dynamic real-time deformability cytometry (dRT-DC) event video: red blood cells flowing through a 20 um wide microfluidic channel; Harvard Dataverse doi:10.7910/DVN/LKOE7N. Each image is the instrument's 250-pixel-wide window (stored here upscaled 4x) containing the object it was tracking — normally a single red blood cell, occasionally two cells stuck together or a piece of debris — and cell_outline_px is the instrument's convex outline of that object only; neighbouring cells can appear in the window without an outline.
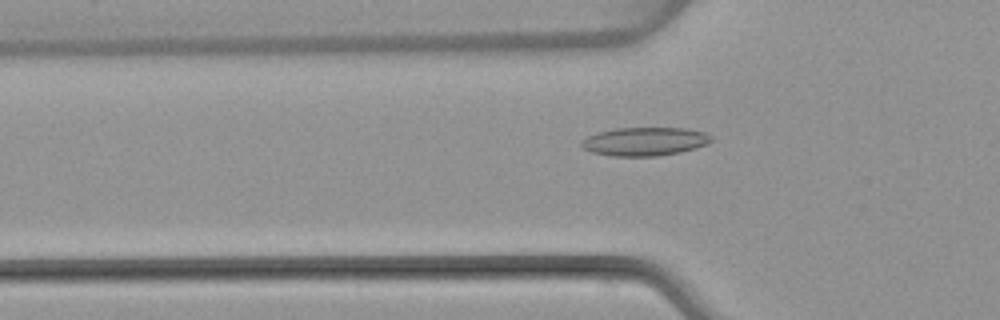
{"species": "common noctule bat (a hibernating species)", "species_latin": "Nyctalus noctula", "temperature_condition": "warm", "stored_images_in_passage": 50, "camera_frame_rate_fps": 3000, "um_per_image_px": 0.085, "animal": {"sex": "female", "body_mass_g": 22.7, "forearm_length_mm": 54.2}, "frame": {"image": 1, "passage_image": 17, "time_ms": 5.333, "image_size_px": [1000, 320], "cell_outline_px": [[712, 140], [696, 148], [680, 152], [656, 156], [612, 156], [592, 152], [580, 148], [580, 140], [588, 136], [600, 132], [616, 128], [688, 128], [704, 132], [712, 136]], "centroid_in_image_um": [54.77, 12.02], "position_along_channel_um": 71.0, "area_um2": 21.56}}
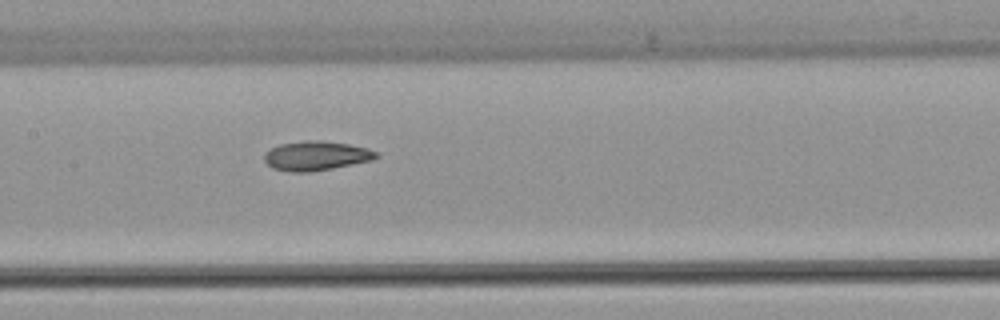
{"frame": {"image": 2, "passage_image": 25, "time_ms": 8.0, "image_size_px": [1000, 320], "cell_outline_px": [[380, 156], [372, 160], [332, 168], [308, 172], [288, 172], [272, 168], [264, 160], [264, 152], [280, 144], [308, 140], [320, 140], [348, 144], [368, 148], [380, 152]], "centroid_in_image_um": [26.88, 13.24], "position_along_channel_um": 180.5, "area_um2": 19.19}}
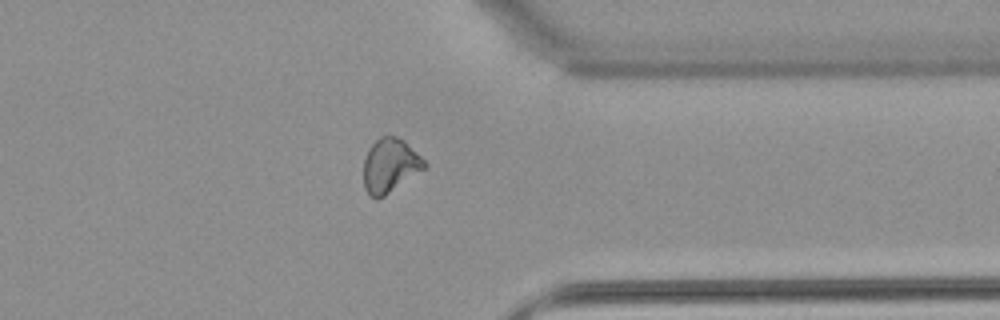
{"frame": {"image": 3, "passage_image": 40, "time_ms": 13.0, "image_size_px": [1000, 320], "cell_outline_px": [[428, 164], [424, 168], [384, 196], [376, 200], [368, 196], [364, 188], [364, 156], [368, 148], [380, 136], [396, 136], [404, 140]], "centroid_in_image_um": [33.11, 14.07], "position_along_channel_um": 378.3, "area_um2": 19.07}, "authors_computed_cell_mechanics": {"area_um2": 19.4497, "velocity_mm_per_s": 4.0829, "shape_relaxation_time_tau1_ms": null, "shape_relaxation_time_tau2_ms": 4.3061, "deformation_change_tau1": null, "deformation_change_tau2": 0.1043}}